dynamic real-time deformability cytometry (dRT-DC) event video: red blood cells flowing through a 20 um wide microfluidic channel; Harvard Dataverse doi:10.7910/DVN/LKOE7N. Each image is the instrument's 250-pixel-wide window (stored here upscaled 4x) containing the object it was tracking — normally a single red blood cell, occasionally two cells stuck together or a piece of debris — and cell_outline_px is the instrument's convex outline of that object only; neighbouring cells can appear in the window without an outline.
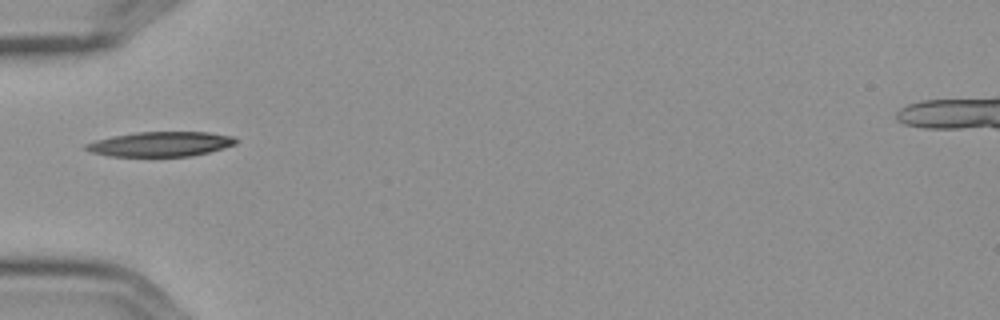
{"species": "Egyptian fruit bat (a non-hibernating species)", "species_latin": "Rousettus aegyptiacus", "temperature_condition": "cold", "stored_images_in_passage": 11, "camera_frame_rate_fps": 3000, "um_per_image_px": 0.085, "frame": {"image": 1, "passage_image": 2, "time_ms": 0.333, "image_size_px": [1000, 320], "cell_outline_px": [[236, 144], [224, 148], [208, 152], [188, 156], [108, 156], [88, 152], [84, 148], [84, 144], [96, 140], [112, 136], [136, 132], [208, 132], [236, 136]], "centroid_in_image_um": [13.63, 12.24], "position_along_channel_um": 71.4, "area_um2": 21.73}}
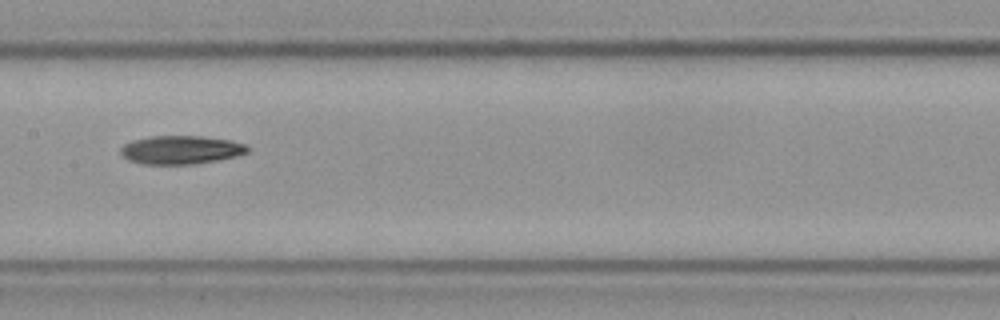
{"frame": {"image": 2, "passage_image": 5, "time_ms": 1.333, "image_size_px": [1000, 320], "cell_outline_px": [[248, 152], [236, 156], [220, 160], [192, 164], [144, 164], [128, 160], [120, 152], [120, 148], [124, 144], [132, 140], [148, 136], [204, 136], [232, 140], [244, 144], [248, 148]], "centroid_in_image_um": [15.37, 12.73], "position_along_channel_um": 192.0, "area_um2": 21.15}}
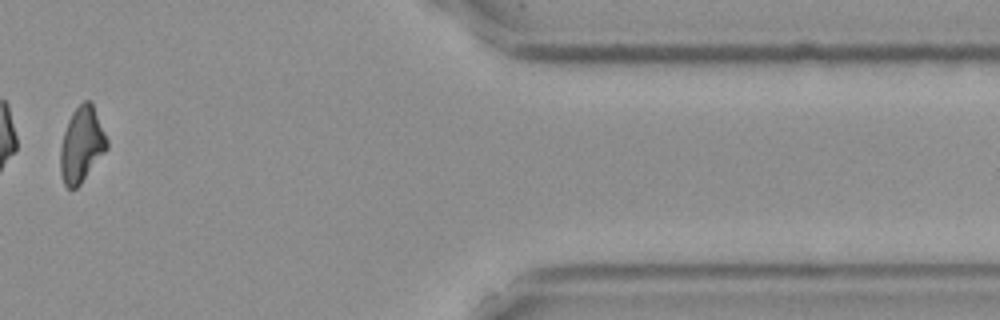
{"frame": {"image": 3, "passage_image": 10, "time_ms": 3.0, "image_size_px": [1000, 320], "cell_outline_px": [[108, 148], [80, 184], [76, 188], [68, 188], [64, 184], [60, 172], [60, 148], [64, 132], [68, 120], [72, 112], [84, 100], [88, 100], [92, 104], [108, 140]], "centroid_in_image_um": [6.93, 12.31], "position_along_channel_um": 404.5, "area_um2": 20.17}}